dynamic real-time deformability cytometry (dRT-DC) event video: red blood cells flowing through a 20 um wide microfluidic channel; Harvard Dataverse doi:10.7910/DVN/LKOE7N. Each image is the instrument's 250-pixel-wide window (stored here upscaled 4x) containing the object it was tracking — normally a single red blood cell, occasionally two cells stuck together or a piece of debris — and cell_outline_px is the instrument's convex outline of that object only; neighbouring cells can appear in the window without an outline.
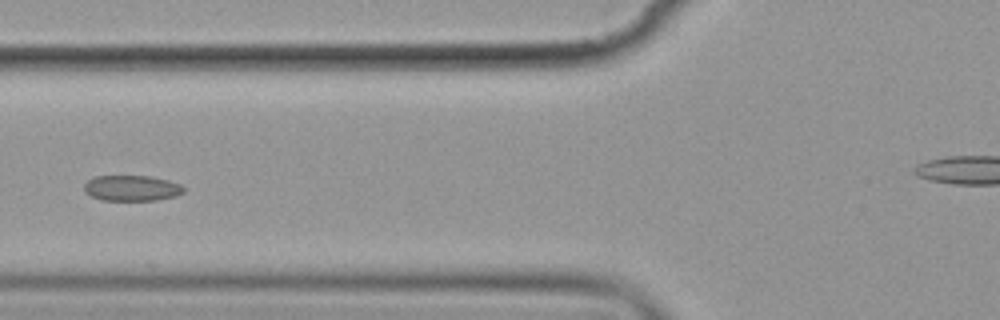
{"species": "common noctule bat (a hibernating species)", "species_latin": "Nyctalus noctula", "temperature_condition": "cold", "stored_images_in_passage": 9, "camera_frame_rate_fps": 3000, "um_per_image_px": 0.085, "animal": {"sex": "female", "body_mass_g": 19.9}, "frame": {"image": 1, "passage_image": 4, "time_ms": 3.667, "image_size_px": [1000, 320], "cell_outline_px": [[184, 192], [176, 196], [156, 200], [100, 200], [84, 192], [84, 184], [92, 176], [148, 176], [168, 180], [180, 184], [184, 188]], "centroid_in_image_um": [11.18, 15.99], "position_along_channel_um": 114.6, "area_um2": 14.91}}
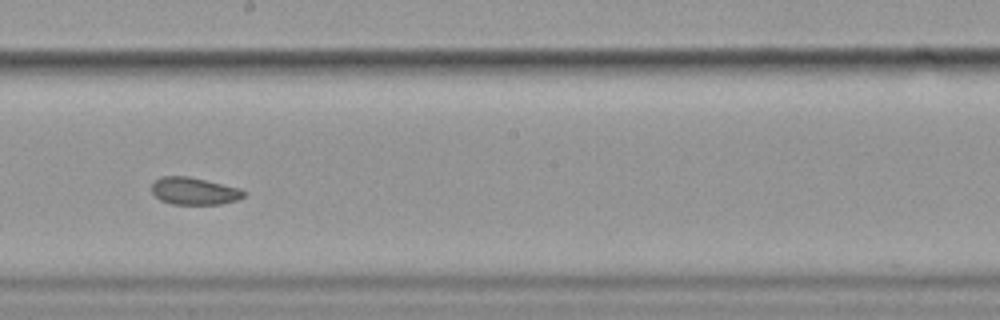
{"frame": {"image": 2, "passage_image": 7, "time_ms": 7.0, "image_size_px": [1000, 320], "cell_outline_px": [[244, 196], [236, 200], [220, 204], [172, 204], [160, 200], [152, 192], [152, 184], [160, 176], [188, 176], [240, 188], [244, 192]], "centroid_in_image_um": [16.48, 16.24], "position_along_channel_um": 231.7, "area_um2": 14.51}}
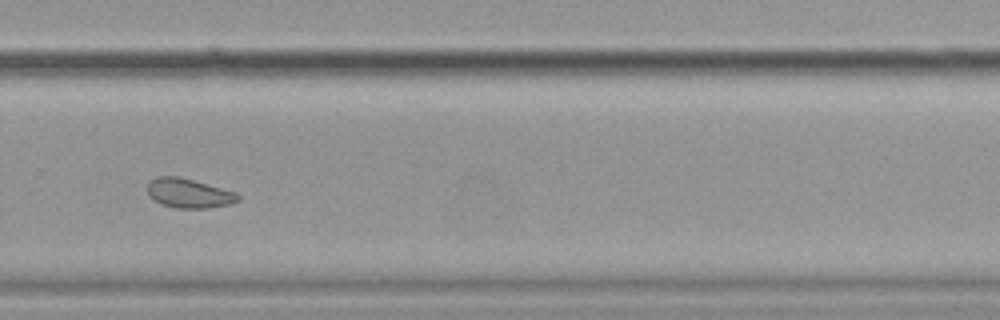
{"frame": {"image": 3, "passage_image": 9, "time_ms": 9.333, "image_size_px": [1000, 320], "cell_outline_px": [[240, 200], [228, 204], [208, 208], [176, 208], [160, 204], [148, 196], [148, 184], [156, 176], [176, 176], [192, 180], [236, 192], [240, 196]], "centroid_in_image_um": [16.03, 16.43], "position_along_channel_um": 313.8, "area_um2": 15.37}}